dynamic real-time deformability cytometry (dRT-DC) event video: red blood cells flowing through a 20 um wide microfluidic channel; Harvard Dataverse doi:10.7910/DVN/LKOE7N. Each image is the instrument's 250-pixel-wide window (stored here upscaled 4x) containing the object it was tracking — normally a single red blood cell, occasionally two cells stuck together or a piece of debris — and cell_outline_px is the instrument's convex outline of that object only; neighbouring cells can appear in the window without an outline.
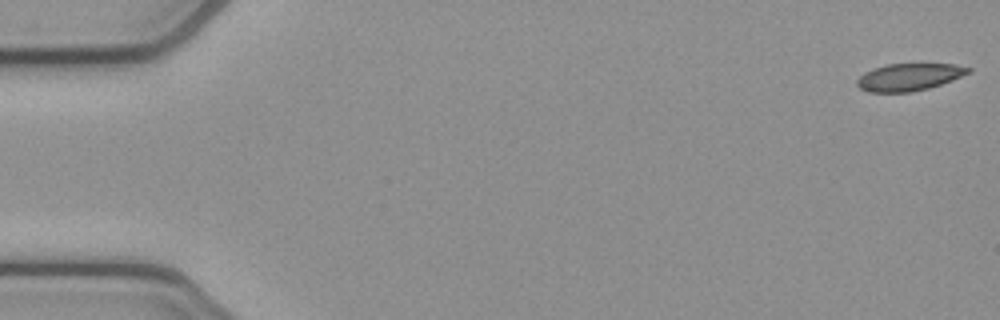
{"species": "common noctule bat (a hibernating species)", "species_latin": "Nyctalus noctula", "temperature_condition": "cold", "stored_images_in_passage": 5, "camera_frame_rate_fps": 3000, "um_per_image_px": 0.085, "animal": {"sex": "female", "body_mass_g": 21.9}, "frame": {"image": 1, "passage_image": 1, "time_ms": 0.0, "image_size_px": [1000, 320], "cell_outline_px": [[972, 72], [952, 80], [928, 88], [912, 92], [868, 92], [860, 88], [856, 84], [856, 80], [864, 72], [872, 68], [888, 64], [956, 64], [972, 68]], "centroid_in_image_um": [77.27, 6.54], "position_along_channel_um": 7.7, "area_um2": 17.74}}
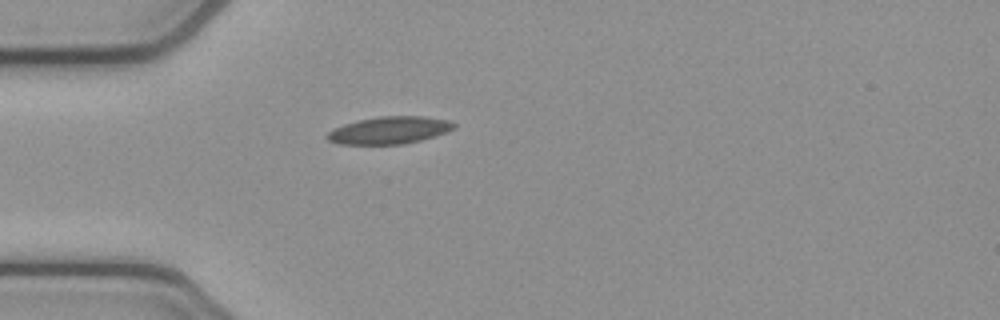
{"frame": {"image": 2, "passage_image": 5, "time_ms": 1.333, "image_size_px": [1000, 320], "cell_outline_px": [[456, 128], [436, 136], [404, 144], [340, 144], [328, 140], [324, 136], [332, 128], [344, 124], [360, 120], [380, 116], [424, 116], [448, 120], [456, 124]], "centroid_in_image_um": [33.1, 11.07], "position_along_channel_um": 51.9, "area_um2": 20.23}}